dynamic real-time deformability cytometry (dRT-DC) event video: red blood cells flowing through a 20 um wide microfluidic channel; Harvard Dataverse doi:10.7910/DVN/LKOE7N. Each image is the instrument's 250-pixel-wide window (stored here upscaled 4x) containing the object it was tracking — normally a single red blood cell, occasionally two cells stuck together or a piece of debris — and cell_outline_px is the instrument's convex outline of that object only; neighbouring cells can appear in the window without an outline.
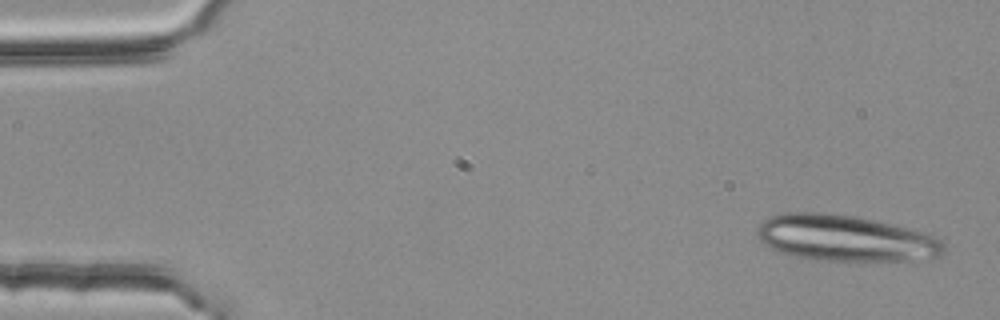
{"species": "common noctule bat (a hibernating species)", "species_latin": "Nyctalus noctula", "temperature_condition": "room temperature", "stored_images_in_passage": 6, "segment_of_instrument_passage": [1, 2], "camera_frame_rate_fps": 3000, "um_per_image_px": 0.085, "animal": {"sex": "female", "body_mass_g": 25.1}, "frame": {"image": 1, "passage_image": 1, "time_ms": 0.0, "image_size_px": [1000, 320], "cell_outline_px": [[944, 252], [940, 256], [912, 260], [816, 260], [796, 256], [780, 252], [764, 244], [760, 240], [756, 232], [756, 228], [764, 220], [772, 216], [784, 212], [816, 212], [852, 216], [928, 232], [940, 240], [944, 244]], "centroid_in_image_um": [71.84, 20.24], "position_along_channel_um": 13.2, "area_um2": 49.77}}